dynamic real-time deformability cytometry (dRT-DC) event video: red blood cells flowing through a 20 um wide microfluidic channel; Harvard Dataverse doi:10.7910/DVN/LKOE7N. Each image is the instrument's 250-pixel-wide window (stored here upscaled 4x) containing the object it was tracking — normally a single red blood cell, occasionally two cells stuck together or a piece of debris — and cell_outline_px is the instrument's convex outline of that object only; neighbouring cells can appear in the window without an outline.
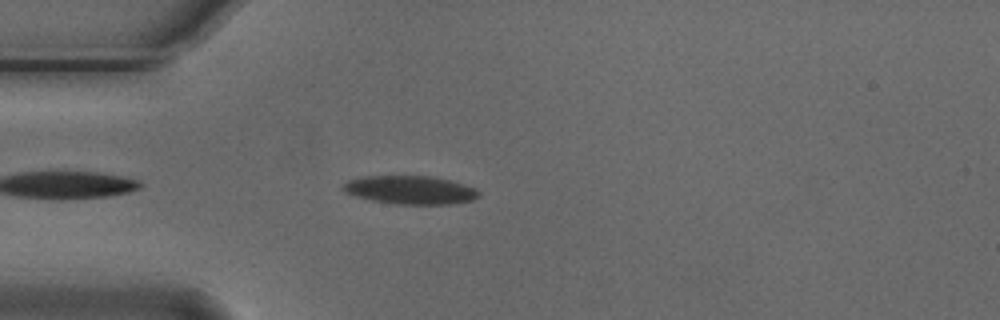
{"species": "Egyptian fruit bat (a non-hibernating species)", "species_latin": "Rousettus aegyptiacus", "temperature_condition": "cold", "stored_images_in_passage": 4, "camera_frame_rate_fps": 3000, "um_per_image_px": 0.085, "animal": {"sex": "male"}, "frame": {"image": 1, "passage_image": 4, "time_ms": 1.0, "image_size_px": [1000, 320], "cell_outline_px": [[480, 196], [472, 200], [448, 204], [396, 204], [372, 200], [356, 196], [344, 192], [340, 188], [348, 180], [364, 176], [432, 176], [452, 180], [476, 188], [480, 192]], "centroid_in_image_um": [34.89, 16.14], "position_along_channel_um": 50.1, "area_um2": 22.54}}